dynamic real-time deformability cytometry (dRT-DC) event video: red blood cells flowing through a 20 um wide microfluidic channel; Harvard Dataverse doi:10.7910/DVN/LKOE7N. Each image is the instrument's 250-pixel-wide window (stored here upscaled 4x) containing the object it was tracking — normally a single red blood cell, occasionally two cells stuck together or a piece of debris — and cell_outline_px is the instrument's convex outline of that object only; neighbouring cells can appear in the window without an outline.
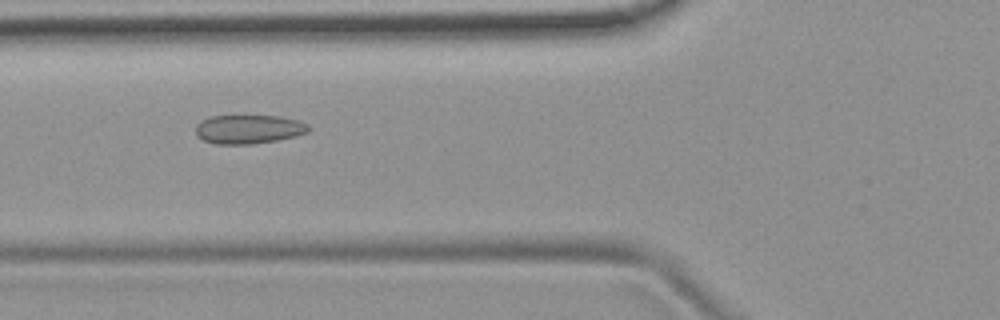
{"species": "common noctule bat (a hibernating species)", "species_latin": "Nyctalus noctula", "temperature_condition": "room temperature", "stored_images_in_passage": 8, "camera_frame_rate_fps": 3000, "um_per_image_px": 0.085, "animal": {"sex": "female", "body_mass_g": 19.9}, "frame": {"image": 1, "passage_image": 6, "time_ms": 1.667, "image_size_px": [1000, 320], "cell_outline_px": [[312, 128], [308, 132], [296, 136], [276, 140], [252, 144], [216, 144], [204, 140], [196, 136], [196, 124], [212, 116], [280, 116], [300, 120], [308, 124]], "centroid_in_image_um": [21.18, 10.98], "position_along_channel_um": 104.6, "area_um2": 19.07}}
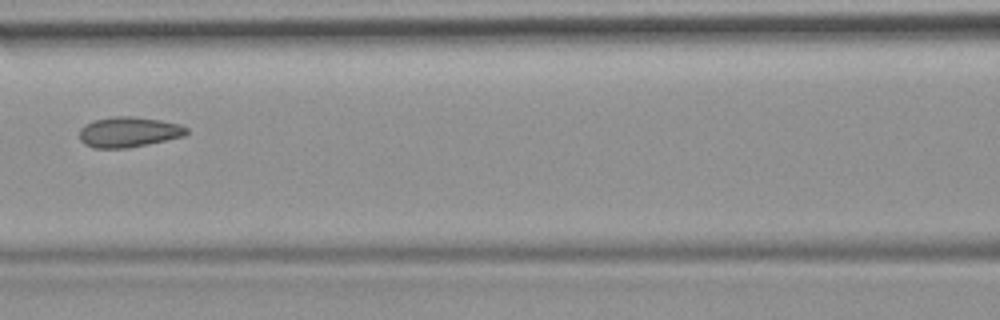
{"frame": {"image": 2, "passage_image": 7, "time_ms": 2.0, "image_size_px": [1000, 320], "cell_outline_px": [[188, 132], [184, 136], [148, 144], [128, 148], [92, 148], [84, 144], [80, 140], [80, 128], [84, 124], [92, 120], [112, 116], [132, 116], [160, 120], [180, 124], [188, 128]], "centroid_in_image_um": [10.91, 11.22], "position_along_channel_um": 155.7, "area_um2": 19.13}}
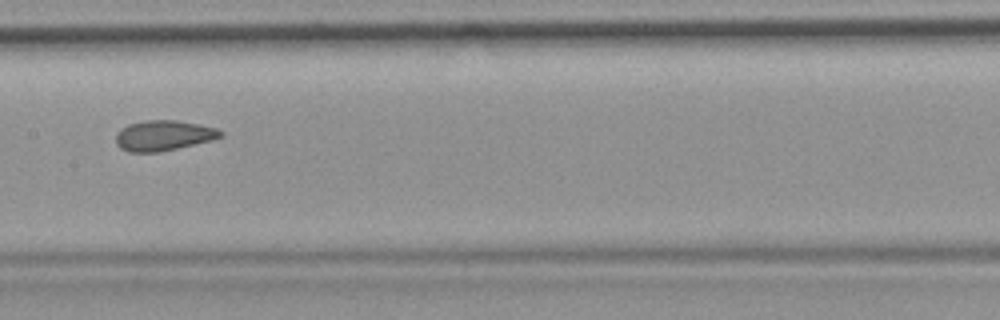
{"frame": {"image": 3, "passage_image": 8, "time_ms": 2.333, "image_size_px": [1000, 320], "cell_outline_px": [[224, 136], [212, 140], [160, 152], [128, 152], [120, 148], [116, 144], [116, 132], [120, 128], [128, 124], [144, 120], [176, 120], [200, 124], [216, 128], [224, 132]], "centroid_in_image_um": [13.89, 11.51], "position_along_channel_um": 193.5, "area_um2": 18.73}}